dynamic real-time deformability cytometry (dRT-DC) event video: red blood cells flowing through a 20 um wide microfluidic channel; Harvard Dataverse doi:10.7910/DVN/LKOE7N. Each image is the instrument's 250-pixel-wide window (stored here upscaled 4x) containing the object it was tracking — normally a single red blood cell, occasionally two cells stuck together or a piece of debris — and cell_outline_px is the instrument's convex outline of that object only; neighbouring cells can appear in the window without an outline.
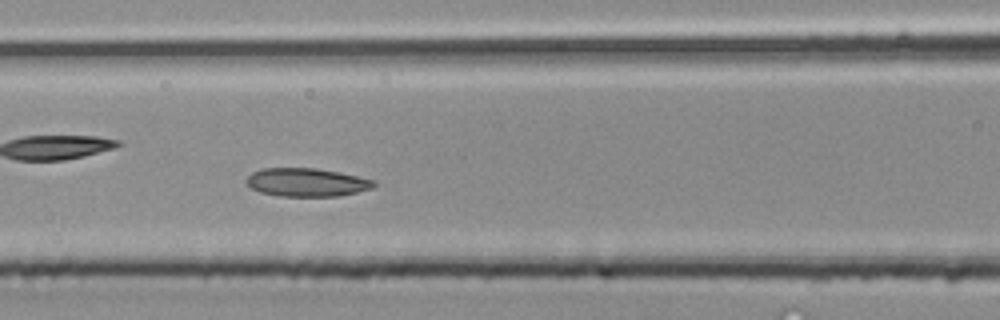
{"species": "common noctule bat (a hibernating species)", "species_latin": "Nyctalus noctula", "temperature_condition": "room temperature", "stored_images_in_passage": 32, "camera_frame_rate_fps": 3000, "um_per_image_px": 0.085, "animal": {"sex": "male", "body_mass_g": 20.4}, "frame": {"image": 1, "passage_image": 10, "time_ms": 3.0, "image_size_px": [1000, 320], "cell_outline_px": [[376, 184], [372, 188], [340, 196], [276, 196], [260, 192], [244, 184], [244, 180], [252, 172], [260, 168], [316, 168], [340, 172], [376, 180]], "centroid_in_image_um": [26.03, 15.49], "position_along_channel_um": 140.6, "area_um2": 21.33}}